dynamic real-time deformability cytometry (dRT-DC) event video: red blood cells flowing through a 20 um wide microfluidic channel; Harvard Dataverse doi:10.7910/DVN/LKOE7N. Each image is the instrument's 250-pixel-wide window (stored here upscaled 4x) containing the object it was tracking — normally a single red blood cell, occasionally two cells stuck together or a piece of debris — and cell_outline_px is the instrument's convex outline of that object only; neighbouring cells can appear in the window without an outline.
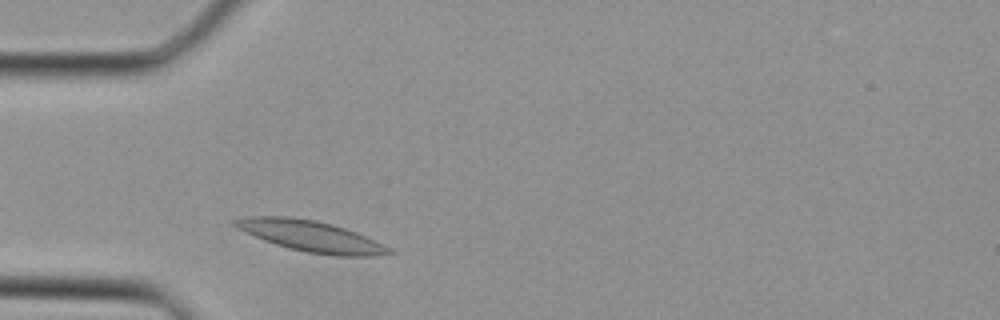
{"species": "Egyptian fruit bat (a non-hibernating species)", "species_latin": "Rousettus aegyptiacus", "temperature_condition": "cold", "stored_images_in_passage": 23, "camera_frame_rate_fps": 3000, "um_per_image_px": 0.085, "animal": {"sex": "female"}, "frame": {"image": 1, "passage_image": 2, "time_ms": 0.333, "image_size_px": [1000, 320], "cell_outline_px": [[396, 252], [376, 256], [336, 256], [308, 252], [288, 248], [264, 240], [236, 228], [232, 224], [232, 220], [248, 216], [288, 216], [316, 220], [332, 224], [356, 232]], "centroid_in_image_um": [26.37, 20.06], "position_along_channel_um": 58.6, "area_um2": 27.51}}
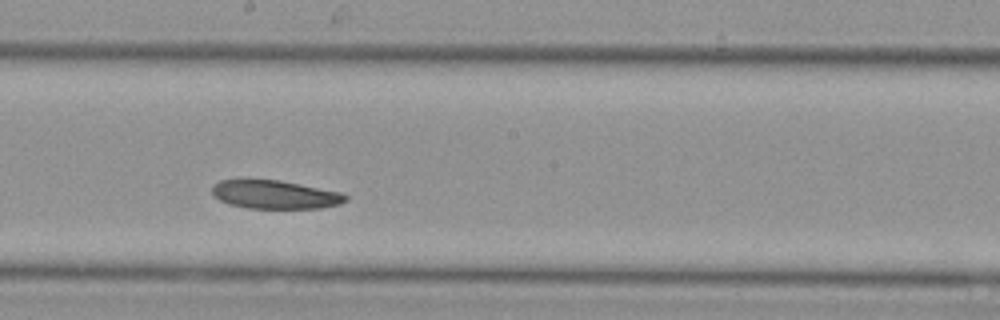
{"frame": {"image": 2, "passage_image": 12, "time_ms": 3.667, "image_size_px": [1000, 320], "cell_outline_px": [[348, 200], [340, 204], [320, 208], [248, 208], [228, 204], [220, 200], [212, 192], [212, 188], [220, 180], [240, 176], [280, 180], [340, 192], [348, 196]], "centroid_in_image_um": [23.31, 16.49], "position_along_channel_um": 224.9, "area_um2": 22.77}}
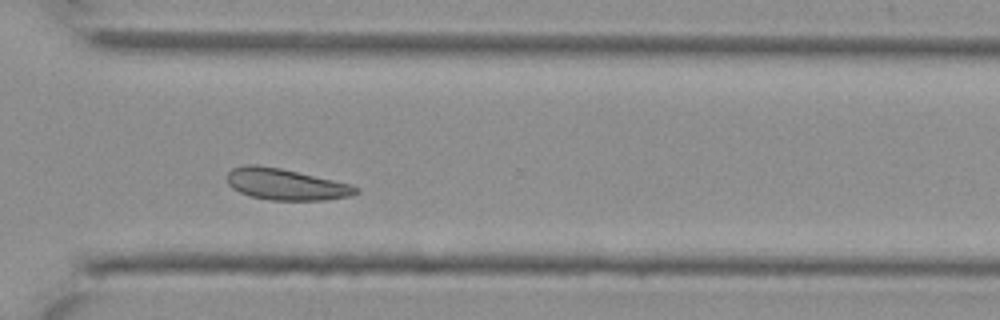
{"frame": {"image": 3, "passage_image": 19, "time_ms": 6.0, "image_size_px": [1000, 320], "cell_outline_px": [[360, 192], [348, 196], [324, 200], [272, 200], [252, 196], [240, 192], [232, 188], [228, 184], [228, 172], [232, 168], [244, 164], [256, 164], [280, 168], [352, 184], [360, 188]], "centroid_in_image_um": [24.3, 15.66], "position_along_channel_um": 346.3, "area_um2": 23.47}}